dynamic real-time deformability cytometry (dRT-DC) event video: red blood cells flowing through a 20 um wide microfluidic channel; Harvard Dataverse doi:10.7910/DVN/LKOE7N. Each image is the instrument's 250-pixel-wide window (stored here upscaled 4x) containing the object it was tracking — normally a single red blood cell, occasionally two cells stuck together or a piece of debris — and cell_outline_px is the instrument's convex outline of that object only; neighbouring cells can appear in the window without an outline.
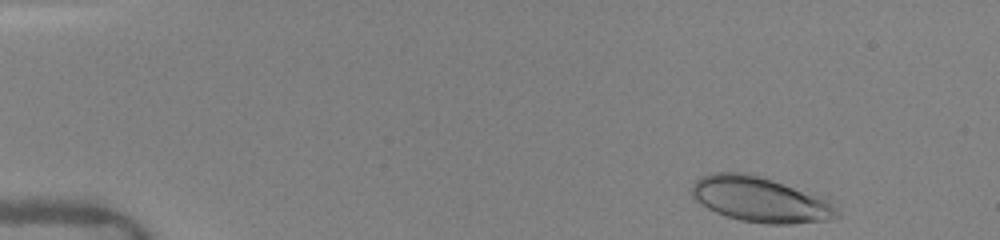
{"species": "human", "species_latin": "Homo sapiens", "temperature_condition": "warm", "stored_images_in_passage": 30, "camera_frame_rate_fps": 3000, "um_per_image_px": 0.085, "donor": {"sex": "female"}, "frame": {"image": 1, "passage_image": 1, "time_ms": 0.0, "image_size_px": [1000, 240], "cell_outline_px": [[840, 216], [828, 220], [792, 224], [764, 224], [740, 220], [724, 216], [708, 208], [696, 200], [692, 196], [692, 184], [696, 180], [712, 172], [748, 172], [828, 196], [836, 200], [840, 212]], "centroid_in_image_um": [64.77, 16.95], "position_along_channel_um": 20.2, "area_um2": 39.48}}
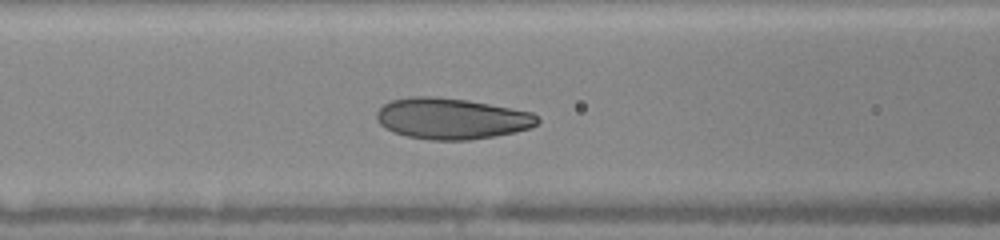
{"frame": {"image": 2, "passage_image": 14, "time_ms": 5.333, "image_size_px": [1000, 240], "cell_outline_px": [[540, 120], [532, 128], [516, 132], [496, 136], [468, 140], [432, 140], [408, 136], [392, 132], [384, 128], [376, 120], [376, 112], [384, 104], [392, 100], [412, 96], [436, 96], [468, 100], [532, 112]], "centroid_in_image_um": [38.37, 10.08], "position_along_channel_um": 128.2, "area_um2": 38.67}}
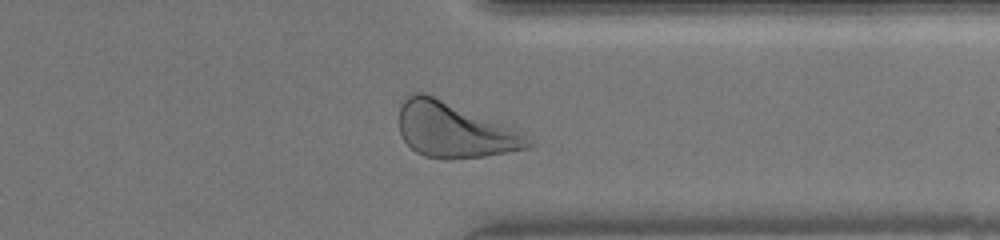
{"frame": {"image": 3, "passage_image": 27, "time_ms": 11.333, "image_size_px": [1000, 240], "cell_outline_px": [[536, 144], [532, 148], [484, 156], [448, 160], [424, 156], [416, 152], [404, 140], [400, 132], [400, 104], [408, 96], [416, 92], [424, 92], [528, 136]], "centroid_in_image_um": [38.6, 11.1], "position_along_channel_um": 372.8, "area_um2": 40.63}, "authors_computed_cell_mechanics": {"area_um2": 37.7434, "velocity_mm_per_s": 4.0744, "shape_relaxation_time_tau1_ms": 2.2902, "shape_relaxation_time_tau2_ms": 1.4307, "deformation_change_tau1": 0.1052, "deformation_change_tau2": 0.066}}